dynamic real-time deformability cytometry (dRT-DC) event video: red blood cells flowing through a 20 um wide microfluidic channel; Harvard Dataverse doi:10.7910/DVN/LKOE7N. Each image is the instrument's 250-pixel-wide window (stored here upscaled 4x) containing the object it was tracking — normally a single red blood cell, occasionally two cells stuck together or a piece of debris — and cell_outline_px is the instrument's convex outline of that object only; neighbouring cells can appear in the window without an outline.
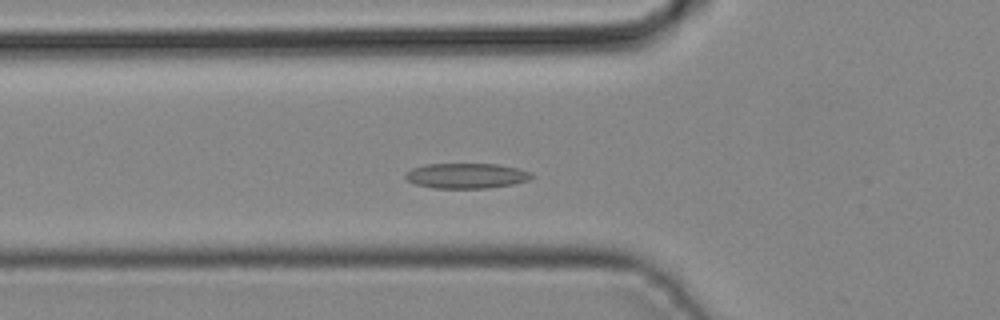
{"species": "common noctule bat (a hibernating species)", "species_latin": "Nyctalus noctula", "temperature_condition": "cold", "stored_images_in_passage": 26, "camera_frame_rate_fps": 3000, "um_per_image_px": 0.085, "animal": {"sex": "male", "body_mass_g": 19.2, "forearm_length_mm": 51.8}, "frame": {"image": 1, "passage_image": 9, "time_ms": 2.667, "image_size_px": [1000, 320], "cell_outline_px": [[536, 176], [528, 180], [512, 184], [488, 188], [432, 188], [416, 184], [408, 180], [404, 176], [412, 168], [424, 164], [496, 164], [516, 168], [532, 172]], "centroid_in_image_um": [39.66, 14.94], "position_along_channel_um": 86.1, "area_um2": 18.5}}
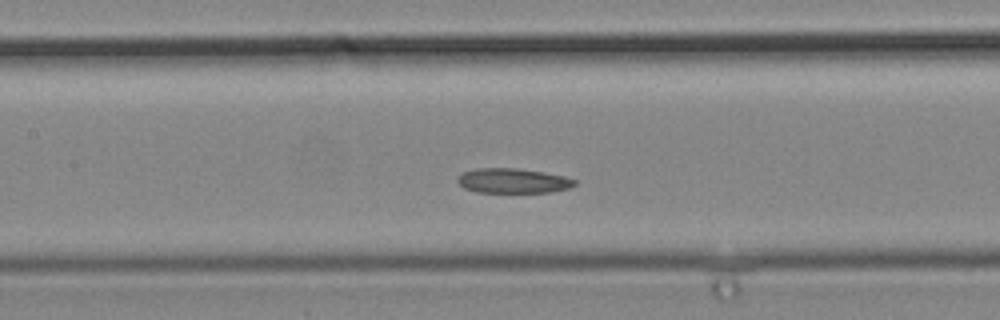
{"frame": {"image": 2, "passage_image": 14, "time_ms": 4.333, "image_size_px": [1000, 320], "cell_outline_px": [[576, 184], [568, 188], [552, 192], [476, 192], [464, 188], [456, 180], [460, 172], [476, 168], [516, 168], [544, 172], [564, 176], [576, 180]], "centroid_in_image_um": [43.56, 15.36], "position_along_channel_um": 163.8, "area_um2": 16.99}}
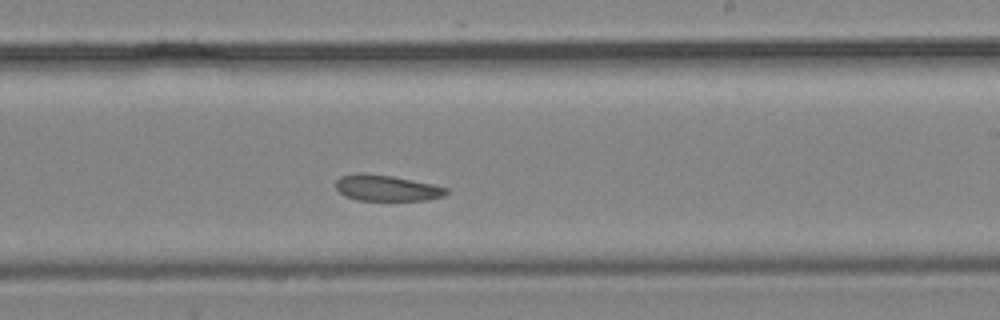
{"frame": {"image": 3, "passage_image": 20, "time_ms": 6.333, "image_size_px": [1000, 320], "cell_outline_px": [[448, 192], [444, 196], [428, 200], [356, 200], [344, 196], [336, 188], [336, 180], [340, 176], [392, 176], [432, 184], [448, 188]], "centroid_in_image_um": [32.94, 16.03], "position_along_channel_um": 256.1, "area_um2": 16.01}}